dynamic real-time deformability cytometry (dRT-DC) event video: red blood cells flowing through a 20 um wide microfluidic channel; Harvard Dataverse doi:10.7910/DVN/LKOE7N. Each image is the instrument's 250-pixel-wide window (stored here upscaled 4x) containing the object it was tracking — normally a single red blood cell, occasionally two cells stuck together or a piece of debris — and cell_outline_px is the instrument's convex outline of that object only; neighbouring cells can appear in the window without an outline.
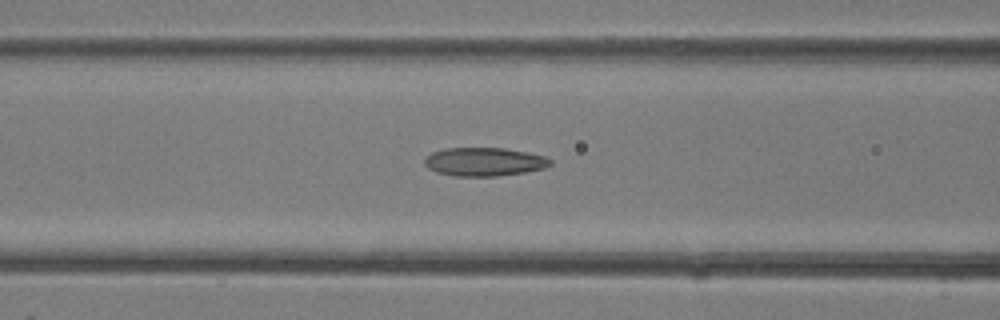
{"species": "common noctule bat (a hibernating species)", "species_latin": "Nyctalus noctula", "temperature_condition": "room temperature", "stored_images_in_passage": 28, "camera_frame_rate_fps": 3000, "um_per_image_px": 0.085, "animal": {"sex": "female"}, "frame": {"image": 1, "passage_image": 14, "time_ms": 4.333, "image_size_px": [1000, 320], "cell_outline_px": [[552, 164], [544, 168], [524, 172], [496, 176], [452, 176], [436, 172], [428, 168], [424, 164], [424, 160], [432, 152], [444, 148], [504, 148], [528, 152], [544, 156], [552, 160]], "centroid_in_image_um": [41.15, 13.75], "position_along_channel_um": 125.4, "area_um2": 20.92}}
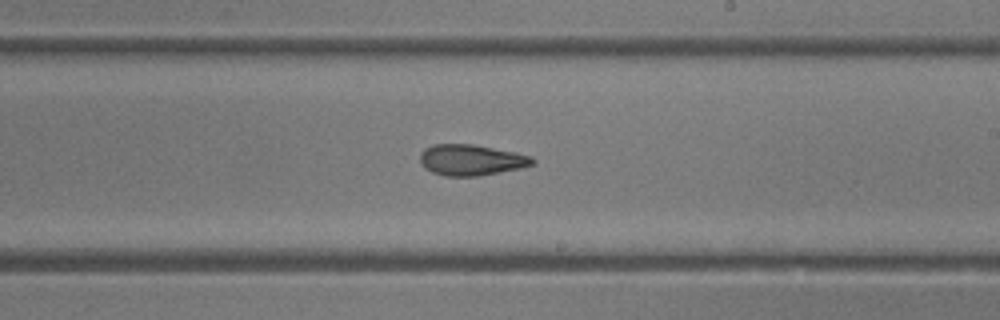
{"frame": {"image": 2, "passage_image": 20, "time_ms": 6.333, "image_size_px": [1000, 320], "cell_outline_px": [[536, 164], [520, 168], [480, 176], [444, 176], [432, 172], [424, 168], [420, 164], [420, 152], [424, 148], [432, 144], [472, 144], [516, 152], [532, 156], [536, 160]], "centroid_in_image_um": [40.05, 13.6], "position_along_channel_um": 249.0, "area_um2": 20.58}}
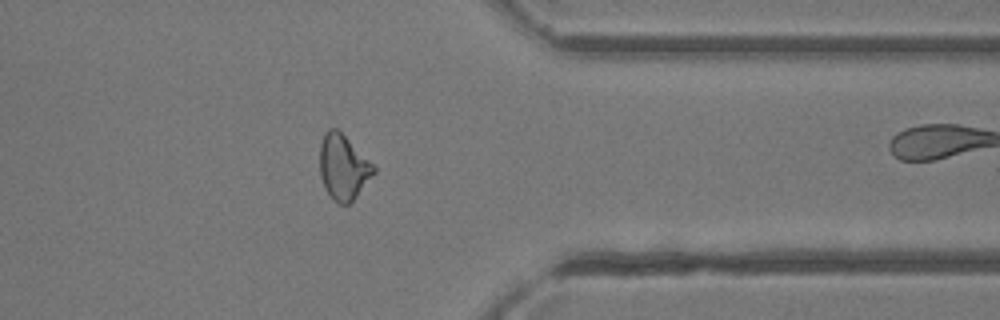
{"frame": {"image": 3, "passage_image": 27, "time_ms": 8.667, "image_size_px": [1000, 320], "cell_outline_px": [[376, 172], [356, 196], [348, 204], [340, 204], [332, 200], [324, 188], [320, 176], [320, 144], [324, 132], [328, 128], [336, 128], [376, 168]], "centroid_in_image_um": [29.14, 14.23], "position_along_channel_um": 382.3, "area_um2": 20.17}}